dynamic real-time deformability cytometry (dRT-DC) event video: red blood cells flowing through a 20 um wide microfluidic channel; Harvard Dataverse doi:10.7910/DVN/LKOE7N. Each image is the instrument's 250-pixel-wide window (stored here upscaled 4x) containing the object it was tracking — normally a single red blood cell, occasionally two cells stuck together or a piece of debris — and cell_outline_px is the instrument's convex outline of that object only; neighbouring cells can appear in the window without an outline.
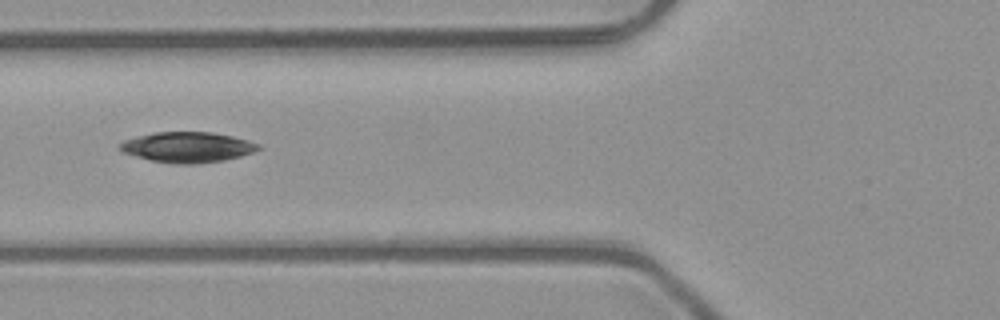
{"species": "common noctule bat (a hibernating species)", "species_latin": "Nyctalus noctula", "temperature_condition": "room temperature", "stored_images_in_passage": 4, "camera_frame_rate_fps": 3000, "um_per_image_px": 0.085, "animal": {"sex": "male", "body_mass_g": 23.1, "forearm_length_mm": 52.7}, "frame": {"image": 1, "passage_image": 3, "time_ms": 0.667, "image_size_px": [1000, 320], "cell_outline_px": [[260, 148], [252, 152], [240, 156], [224, 160], [196, 164], [172, 164], [152, 160], [136, 156], [124, 152], [120, 148], [120, 144], [124, 140], [136, 136], [156, 132], [212, 132], [232, 136], [248, 140], [260, 144]], "centroid_in_image_um": [15.95, 12.51], "position_along_channel_um": 109.8, "area_um2": 24.39}}
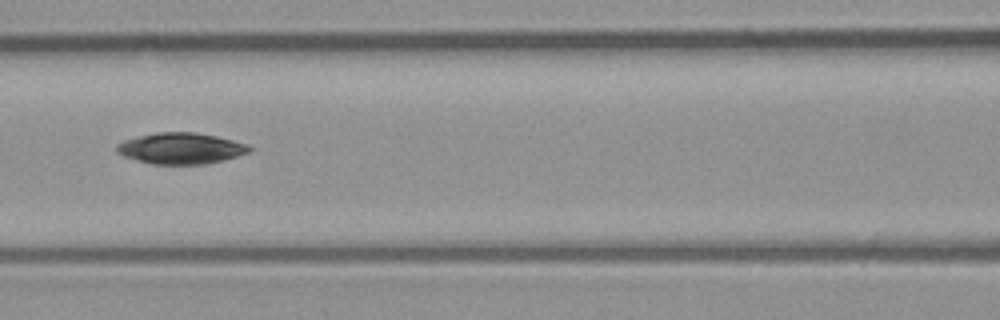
{"frame": {"image": 2, "passage_image": 4, "time_ms": 1.0, "image_size_px": [1000, 320], "cell_outline_px": [[252, 148], [248, 152], [224, 160], [208, 164], [152, 164], [124, 156], [116, 152], [116, 144], [124, 140], [156, 132], [196, 132], [216, 136], [248, 144]], "centroid_in_image_um": [15.37, 12.61], "position_along_channel_um": 151.2, "area_um2": 23.99}}